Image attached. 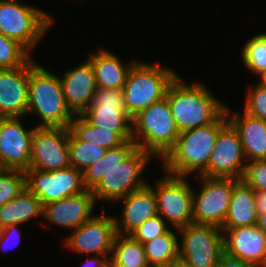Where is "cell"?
Returning a JSON list of instances; mask_svg holds the SVG:
<instances>
[{
	"mask_svg": "<svg viewBox=\"0 0 266 267\" xmlns=\"http://www.w3.org/2000/svg\"><path fill=\"white\" fill-rule=\"evenodd\" d=\"M86 259L88 260L83 264L84 267H112V260L110 257L106 259L104 256L92 255L90 257L88 256Z\"/></svg>",
	"mask_w": 266,
	"mask_h": 267,
	"instance_id": "f35d334b",
	"label": "cell"
},
{
	"mask_svg": "<svg viewBox=\"0 0 266 267\" xmlns=\"http://www.w3.org/2000/svg\"><path fill=\"white\" fill-rule=\"evenodd\" d=\"M113 53L102 48L89 56L88 59L93 65L98 88L123 90L128 72L136 61L125 65Z\"/></svg>",
	"mask_w": 266,
	"mask_h": 267,
	"instance_id": "7402d4cb",
	"label": "cell"
},
{
	"mask_svg": "<svg viewBox=\"0 0 266 267\" xmlns=\"http://www.w3.org/2000/svg\"><path fill=\"white\" fill-rule=\"evenodd\" d=\"M224 252L230 256L252 263L258 267L266 259V234L257 226L221 228Z\"/></svg>",
	"mask_w": 266,
	"mask_h": 267,
	"instance_id": "d6986e66",
	"label": "cell"
},
{
	"mask_svg": "<svg viewBox=\"0 0 266 267\" xmlns=\"http://www.w3.org/2000/svg\"><path fill=\"white\" fill-rule=\"evenodd\" d=\"M106 149L93 143L80 141L71 131L69 139L70 166L83 172L86 168L98 162Z\"/></svg>",
	"mask_w": 266,
	"mask_h": 267,
	"instance_id": "f1b7e54d",
	"label": "cell"
},
{
	"mask_svg": "<svg viewBox=\"0 0 266 267\" xmlns=\"http://www.w3.org/2000/svg\"><path fill=\"white\" fill-rule=\"evenodd\" d=\"M30 52L18 41L0 33V69H12L25 65Z\"/></svg>",
	"mask_w": 266,
	"mask_h": 267,
	"instance_id": "4dcf8cb0",
	"label": "cell"
},
{
	"mask_svg": "<svg viewBox=\"0 0 266 267\" xmlns=\"http://www.w3.org/2000/svg\"><path fill=\"white\" fill-rule=\"evenodd\" d=\"M226 116L239 135L246 161L266 160V121L245 111L232 112L228 106Z\"/></svg>",
	"mask_w": 266,
	"mask_h": 267,
	"instance_id": "44dd1931",
	"label": "cell"
},
{
	"mask_svg": "<svg viewBox=\"0 0 266 267\" xmlns=\"http://www.w3.org/2000/svg\"><path fill=\"white\" fill-rule=\"evenodd\" d=\"M67 107L75 115H82L92 103L98 89L93 65L86 61L59 77Z\"/></svg>",
	"mask_w": 266,
	"mask_h": 267,
	"instance_id": "e0dca14e",
	"label": "cell"
},
{
	"mask_svg": "<svg viewBox=\"0 0 266 267\" xmlns=\"http://www.w3.org/2000/svg\"><path fill=\"white\" fill-rule=\"evenodd\" d=\"M179 74L170 67L136 61L123 87L125 107L133 117L166 97L170 84Z\"/></svg>",
	"mask_w": 266,
	"mask_h": 267,
	"instance_id": "8992f818",
	"label": "cell"
},
{
	"mask_svg": "<svg viewBox=\"0 0 266 267\" xmlns=\"http://www.w3.org/2000/svg\"><path fill=\"white\" fill-rule=\"evenodd\" d=\"M178 244V235L171 229L145 242L143 245L149 267H169L179 257Z\"/></svg>",
	"mask_w": 266,
	"mask_h": 267,
	"instance_id": "484cf974",
	"label": "cell"
},
{
	"mask_svg": "<svg viewBox=\"0 0 266 267\" xmlns=\"http://www.w3.org/2000/svg\"><path fill=\"white\" fill-rule=\"evenodd\" d=\"M262 267H266V259H265L264 265Z\"/></svg>",
	"mask_w": 266,
	"mask_h": 267,
	"instance_id": "f6af8a7d",
	"label": "cell"
},
{
	"mask_svg": "<svg viewBox=\"0 0 266 267\" xmlns=\"http://www.w3.org/2000/svg\"><path fill=\"white\" fill-rule=\"evenodd\" d=\"M166 98L180 133L216 122L227 107L207 85L186 84L181 75L170 84Z\"/></svg>",
	"mask_w": 266,
	"mask_h": 267,
	"instance_id": "7a4b0ae2",
	"label": "cell"
},
{
	"mask_svg": "<svg viewBox=\"0 0 266 267\" xmlns=\"http://www.w3.org/2000/svg\"><path fill=\"white\" fill-rule=\"evenodd\" d=\"M27 114L41 122L37 127L69 128L75 115L66 105L59 75L53 74L35 60H29Z\"/></svg>",
	"mask_w": 266,
	"mask_h": 267,
	"instance_id": "277c9868",
	"label": "cell"
},
{
	"mask_svg": "<svg viewBox=\"0 0 266 267\" xmlns=\"http://www.w3.org/2000/svg\"><path fill=\"white\" fill-rule=\"evenodd\" d=\"M241 180L254 191H266V160L246 162Z\"/></svg>",
	"mask_w": 266,
	"mask_h": 267,
	"instance_id": "836d02e7",
	"label": "cell"
},
{
	"mask_svg": "<svg viewBox=\"0 0 266 267\" xmlns=\"http://www.w3.org/2000/svg\"><path fill=\"white\" fill-rule=\"evenodd\" d=\"M18 226L19 225H11L0 230L1 250L3 251L11 250L12 248L16 247L19 244L21 233L20 229H18Z\"/></svg>",
	"mask_w": 266,
	"mask_h": 267,
	"instance_id": "8d00e7d4",
	"label": "cell"
},
{
	"mask_svg": "<svg viewBox=\"0 0 266 267\" xmlns=\"http://www.w3.org/2000/svg\"><path fill=\"white\" fill-rule=\"evenodd\" d=\"M245 162L247 161L239 135L228 122L219 131L208 166L200 175L241 180L246 167Z\"/></svg>",
	"mask_w": 266,
	"mask_h": 267,
	"instance_id": "5bb4252c",
	"label": "cell"
},
{
	"mask_svg": "<svg viewBox=\"0 0 266 267\" xmlns=\"http://www.w3.org/2000/svg\"><path fill=\"white\" fill-rule=\"evenodd\" d=\"M40 199L26 188L15 198L0 206V230L11 225H22L36 216L42 217Z\"/></svg>",
	"mask_w": 266,
	"mask_h": 267,
	"instance_id": "cb8c5ba5",
	"label": "cell"
},
{
	"mask_svg": "<svg viewBox=\"0 0 266 267\" xmlns=\"http://www.w3.org/2000/svg\"><path fill=\"white\" fill-rule=\"evenodd\" d=\"M227 123L225 112L214 123L179 133L174 147L161 160L164 173L184 177L200 175L208 166L219 131Z\"/></svg>",
	"mask_w": 266,
	"mask_h": 267,
	"instance_id": "3957f363",
	"label": "cell"
},
{
	"mask_svg": "<svg viewBox=\"0 0 266 267\" xmlns=\"http://www.w3.org/2000/svg\"><path fill=\"white\" fill-rule=\"evenodd\" d=\"M25 188V173L23 170H0V206L18 196Z\"/></svg>",
	"mask_w": 266,
	"mask_h": 267,
	"instance_id": "1f68e13d",
	"label": "cell"
},
{
	"mask_svg": "<svg viewBox=\"0 0 266 267\" xmlns=\"http://www.w3.org/2000/svg\"><path fill=\"white\" fill-rule=\"evenodd\" d=\"M179 133L166 97L132 117L136 147L160 161L174 147Z\"/></svg>",
	"mask_w": 266,
	"mask_h": 267,
	"instance_id": "5b68a950",
	"label": "cell"
},
{
	"mask_svg": "<svg viewBox=\"0 0 266 267\" xmlns=\"http://www.w3.org/2000/svg\"><path fill=\"white\" fill-rule=\"evenodd\" d=\"M242 49V62L248 71L260 76L266 70V32L249 39Z\"/></svg>",
	"mask_w": 266,
	"mask_h": 267,
	"instance_id": "f546056e",
	"label": "cell"
},
{
	"mask_svg": "<svg viewBox=\"0 0 266 267\" xmlns=\"http://www.w3.org/2000/svg\"><path fill=\"white\" fill-rule=\"evenodd\" d=\"M54 19L48 12L20 0H0V33L18 41L29 52L38 45Z\"/></svg>",
	"mask_w": 266,
	"mask_h": 267,
	"instance_id": "52a82bcc",
	"label": "cell"
},
{
	"mask_svg": "<svg viewBox=\"0 0 266 267\" xmlns=\"http://www.w3.org/2000/svg\"><path fill=\"white\" fill-rule=\"evenodd\" d=\"M29 61L20 67L0 69V117H23L28 107Z\"/></svg>",
	"mask_w": 266,
	"mask_h": 267,
	"instance_id": "ac0fdd59",
	"label": "cell"
},
{
	"mask_svg": "<svg viewBox=\"0 0 266 267\" xmlns=\"http://www.w3.org/2000/svg\"><path fill=\"white\" fill-rule=\"evenodd\" d=\"M260 77V83L264 86H266V70L259 76Z\"/></svg>",
	"mask_w": 266,
	"mask_h": 267,
	"instance_id": "7bdbcfd3",
	"label": "cell"
},
{
	"mask_svg": "<svg viewBox=\"0 0 266 267\" xmlns=\"http://www.w3.org/2000/svg\"><path fill=\"white\" fill-rule=\"evenodd\" d=\"M116 234L114 217L106 215L102 206L101 214L94 215L70 232V235L64 239V246L79 255L94 254L107 259L108 255L111 257Z\"/></svg>",
	"mask_w": 266,
	"mask_h": 267,
	"instance_id": "7c38bea8",
	"label": "cell"
},
{
	"mask_svg": "<svg viewBox=\"0 0 266 267\" xmlns=\"http://www.w3.org/2000/svg\"><path fill=\"white\" fill-rule=\"evenodd\" d=\"M179 257L193 267H216L224 253L222 229L201 224H189L177 229Z\"/></svg>",
	"mask_w": 266,
	"mask_h": 267,
	"instance_id": "9c48e42d",
	"label": "cell"
},
{
	"mask_svg": "<svg viewBox=\"0 0 266 267\" xmlns=\"http://www.w3.org/2000/svg\"><path fill=\"white\" fill-rule=\"evenodd\" d=\"M24 173L26 189L36 195L42 205L86 190L83 172L71 166L52 171L28 168Z\"/></svg>",
	"mask_w": 266,
	"mask_h": 267,
	"instance_id": "8fae6325",
	"label": "cell"
},
{
	"mask_svg": "<svg viewBox=\"0 0 266 267\" xmlns=\"http://www.w3.org/2000/svg\"><path fill=\"white\" fill-rule=\"evenodd\" d=\"M254 197L258 214L266 211V191H254Z\"/></svg>",
	"mask_w": 266,
	"mask_h": 267,
	"instance_id": "ab89813d",
	"label": "cell"
},
{
	"mask_svg": "<svg viewBox=\"0 0 266 267\" xmlns=\"http://www.w3.org/2000/svg\"><path fill=\"white\" fill-rule=\"evenodd\" d=\"M89 107H115L117 110L127 111L123 90L116 89L98 88Z\"/></svg>",
	"mask_w": 266,
	"mask_h": 267,
	"instance_id": "d590c367",
	"label": "cell"
},
{
	"mask_svg": "<svg viewBox=\"0 0 266 267\" xmlns=\"http://www.w3.org/2000/svg\"><path fill=\"white\" fill-rule=\"evenodd\" d=\"M169 267H193V266L182 260L180 257H178Z\"/></svg>",
	"mask_w": 266,
	"mask_h": 267,
	"instance_id": "b9f144b4",
	"label": "cell"
},
{
	"mask_svg": "<svg viewBox=\"0 0 266 267\" xmlns=\"http://www.w3.org/2000/svg\"><path fill=\"white\" fill-rule=\"evenodd\" d=\"M251 87L245 95L244 111L250 116L266 121V86L258 82Z\"/></svg>",
	"mask_w": 266,
	"mask_h": 267,
	"instance_id": "d6a6232c",
	"label": "cell"
},
{
	"mask_svg": "<svg viewBox=\"0 0 266 267\" xmlns=\"http://www.w3.org/2000/svg\"><path fill=\"white\" fill-rule=\"evenodd\" d=\"M110 259L112 260V265L149 267L144 245L131 235L116 234Z\"/></svg>",
	"mask_w": 266,
	"mask_h": 267,
	"instance_id": "83f0119b",
	"label": "cell"
},
{
	"mask_svg": "<svg viewBox=\"0 0 266 267\" xmlns=\"http://www.w3.org/2000/svg\"><path fill=\"white\" fill-rule=\"evenodd\" d=\"M201 188L193 189V223L222 228L234 186L240 181L231 178H210L198 175Z\"/></svg>",
	"mask_w": 266,
	"mask_h": 267,
	"instance_id": "30bf717a",
	"label": "cell"
},
{
	"mask_svg": "<svg viewBox=\"0 0 266 267\" xmlns=\"http://www.w3.org/2000/svg\"><path fill=\"white\" fill-rule=\"evenodd\" d=\"M258 216L254 190L240 180L233 188L222 228L253 226L257 224Z\"/></svg>",
	"mask_w": 266,
	"mask_h": 267,
	"instance_id": "603a6c76",
	"label": "cell"
},
{
	"mask_svg": "<svg viewBox=\"0 0 266 267\" xmlns=\"http://www.w3.org/2000/svg\"><path fill=\"white\" fill-rule=\"evenodd\" d=\"M112 267H128V266H123V265H112Z\"/></svg>",
	"mask_w": 266,
	"mask_h": 267,
	"instance_id": "ee69618b",
	"label": "cell"
},
{
	"mask_svg": "<svg viewBox=\"0 0 266 267\" xmlns=\"http://www.w3.org/2000/svg\"><path fill=\"white\" fill-rule=\"evenodd\" d=\"M117 201H122L123 206L121 217L113 216L117 234L131 235L146 220L158 215L156 196L148 184Z\"/></svg>",
	"mask_w": 266,
	"mask_h": 267,
	"instance_id": "ffe728a7",
	"label": "cell"
},
{
	"mask_svg": "<svg viewBox=\"0 0 266 267\" xmlns=\"http://www.w3.org/2000/svg\"><path fill=\"white\" fill-rule=\"evenodd\" d=\"M69 129L80 141L97 144L106 150L121 146L125 142L116 132L92 126L82 115L72 119Z\"/></svg>",
	"mask_w": 266,
	"mask_h": 267,
	"instance_id": "4316f807",
	"label": "cell"
},
{
	"mask_svg": "<svg viewBox=\"0 0 266 267\" xmlns=\"http://www.w3.org/2000/svg\"><path fill=\"white\" fill-rule=\"evenodd\" d=\"M22 117H0V166L2 169L27 170L31 157L34 129L25 128Z\"/></svg>",
	"mask_w": 266,
	"mask_h": 267,
	"instance_id": "9a60e30c",
	"label": "cell"
},
{
	"mask_svg": "<svg viewBox=\"0 0 266 267\" xmlns=\"http://www.w3.org/2000/svg\"><path fill=\"white\" fill-rule=\"evenodd\" d=\"M69 128L36 127L29 168L52 171L70 166Z\"/></svg>",
	"mask_w": 266,
	"mask_h": 267,
	"instance_id": "4fadbf2b",
	"label": "cell"
},
{
	"mask_svg": "<svg viewBox=\"0 0 266 267\" xmlns=\"http://www.w3.org/2000/svg\"><path fill=\"white\" fill-rule=\"evenodd\" d=\"M257 226L266 234V211L262 214H258Z\"/></svg>",
	"mask_w": 266,
	"mask_h": 267,
	"instance_id": "60d3db41",
	"label": "cell"
},
{
	"mask_svg": "<svg viewBox=\"0 0 266 267\" xmlns=\"http://www.w3.org/2000/svg\"><path fill=\"white\" fill-rule=\"evenodd\" d=\"M216 267H258L247 261L230 256L225 252L221 255Z\"/></svg>",
	"mask_w": 266,
	"mask_h": 267,
	"instance_id": "74e56055",
	"label": "cell"
},
{
	"mask_svg": "<svg viewBox=\"0 0 266 267\" xmlns=\"http://www.w3.org/2000/svg\"><path fill=\"white\" fill-rule=\"evenodd\" d=\"M95 203L97 202L92 190L86 189L81 193L43 205L42 218L51 225L74 230L95 215L93 214Z\"/></svg>",
	"mask_w": 266,
	"mask_h": 267,
	"instance_id": "2e32d148",
	"label": "cell"
},
{
	"mask_svg": "<svg viewBox=\"0 0 266 267\" xmlns=\"http://www.w3.org/2000/svg\"><path fill=\"white\" fill-rule=\"evenodd\" d=\"M153 158L137 148L136 143L125 141L121 146L106 150L105 155L83 171V182L96 202L117 203V200L144 187L148 181L141 177Z\"/></svg>",
	"mask_w": 266,
	"mask_h": 267,
	"instance_id": "6da1fadb",
	"label": "cell"
},
{
	"mask_svg": "<svg viewBox=\"0 0 266 267\" xmlns=\"http://www.w3.org/2000/svg\"><path fill=\"white\" fill-rule=\"evenodd\" d=\"M82 116L95 127L118 133L125 141L133 140L132 117L115 107H88Z\"/></svg>",
	"mask_w": 266,
	"mask_h": 267,
	"instance_id": "d4e9b609",
	"label": "cell"
},
{
	"mask_svg": "<svg viewBox=\"0 0 266 267\" xmlns=\"http://www.w3.org/2000/svg\"><path fill=\"white\" fill-rule=\"evenodd\" d=\"M164 176L155 182V186L147 183L156 196L158 215L176 230L192 224L193 188L187 177L168 173Z\"/></svg>",
	"mask_w": 266,
	"mask_h": 267,
	"instance_id": "ba28073f",
	"label": "cell"
},
{
	"mask_svg": "<svg viewBox=\"0 0 266 267\" xmlns=\"http://www.w3.org/2000/svg\"><path fill=\"white\" fill-rule=\"evenodd\" d=\"M166 224L167 223L160 215H156L140 225L131 236L135 240L144 244L145 242L151 241L155 237L166 233L169 230V227H167Z\"/></svg>",
	"mask_w": 266,
	"mask_h": 267,
	"instance_id": "e575fe53",
	"label": "cell"
}]
</instances>
